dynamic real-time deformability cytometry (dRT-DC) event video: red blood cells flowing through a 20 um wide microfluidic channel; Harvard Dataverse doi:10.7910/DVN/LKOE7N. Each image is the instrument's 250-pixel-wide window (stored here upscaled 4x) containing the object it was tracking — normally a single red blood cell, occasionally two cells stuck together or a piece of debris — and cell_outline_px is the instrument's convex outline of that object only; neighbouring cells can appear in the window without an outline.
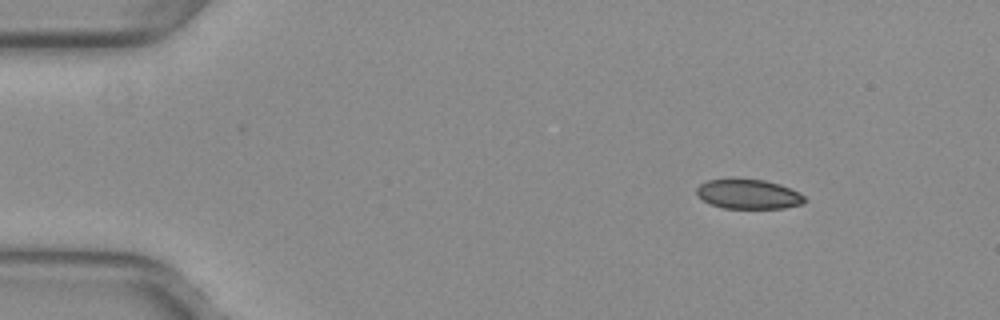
{"species": "common noctule bat (a hibernating species)", "species_latin": "Nyctalus noctula", "temperature_condition": "warm", "stored_images_in_passage": 46, "camera_frame_rate_fps": 3000, "um_per_image_px": 0.085, "animal": {"sex": "female", "body_mass_g": 29.2, "forearm_length_mm": 56.3}, "frame": {"image": 1, "passage_image": 1, "time_ms": 0.0, "image_size_px": [1000, 320], "cell_outline_px": [[804, 204], [784, 208], [724, 208], [708, 204], [696, 192], [696, 188], [700, 184], [708, 180], [764, 180], [780, 184], [800, 192], [804, 196]], "centroid_in_image_um": [63.64, 16.52], "position_along_channel_um": 21.4, "area_um2": 18.38}}
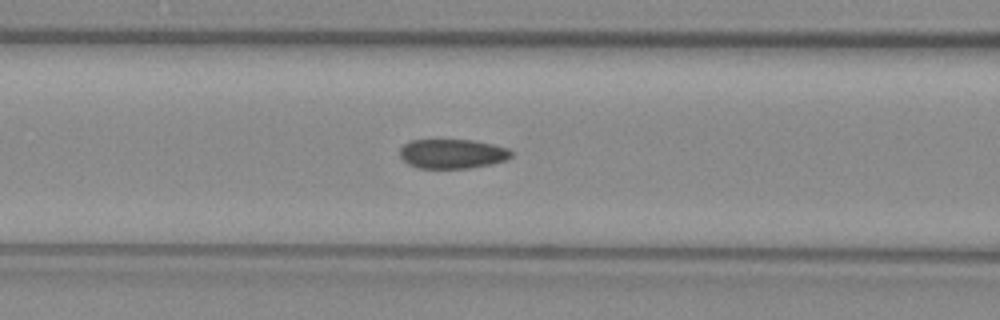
{"frame": {"image": 2, "passage_image": 16, "time_ms": 5.0, "image_size_px": [1000, 320], "cell_outline_px": [[512, 156], [508, 160], [492, 164], [468, 168], [416, 168], [408, 164], [400, 156], [400, 148], [404, 144], [412, 140], [472, 140], [492, 144], [508, 148], [512, 152]], "centroid_in_image_um": [38.46, 13.08], "position_along_channel_um": 128.1, "area_um2": 19.19}}
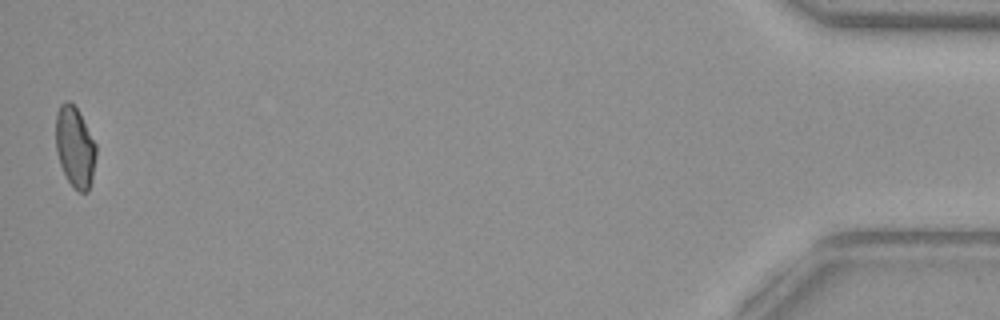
{"frame": {"image": 3, "passage_image": 46, "time_ms": 15.0, "image_size_px": [1000, 320], "cell_outline_px": [[96, 156], [92, 180], [88, 192], [80, 192], [68, 180], [60, 164], [56, 148], [56, 112], [60, 104], [64, 100], [68, 100], [76, 108], [96, 144]], "centroid_in_image_um": [6.37, 12.49], "position_along_channel_um": 428.8, "area_um2": 18.73}, "authors_computed_cell_mechanics": {"area_um2": 19.8254, "velocity_mm_per_s": 3.9754, "shape_relaxation_time_tau1_ms": null, "shape_relaxation_time_tau2_ms": 1.5363, "deformation_change_tau1": null, "deformation_change_tau2": 0.0696}}